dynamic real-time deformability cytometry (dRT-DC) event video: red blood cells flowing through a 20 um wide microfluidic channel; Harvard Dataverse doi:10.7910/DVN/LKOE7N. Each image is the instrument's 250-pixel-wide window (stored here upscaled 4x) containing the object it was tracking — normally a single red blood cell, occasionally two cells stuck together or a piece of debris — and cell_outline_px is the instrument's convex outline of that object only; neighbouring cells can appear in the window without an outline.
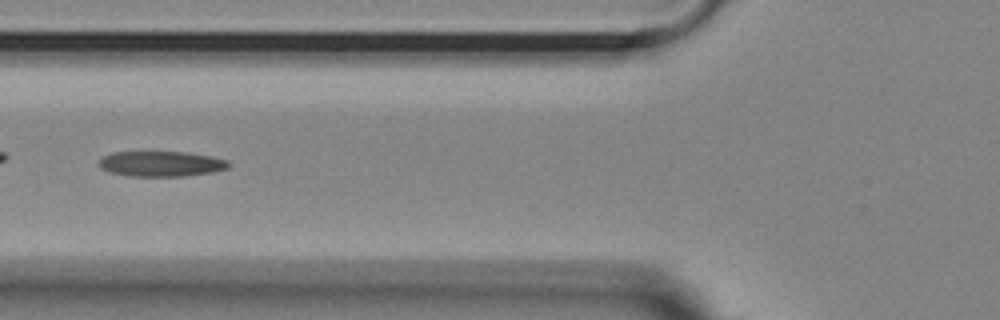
{"species": "Egyptian fruit bat (a non-hibernating species)", "species_latin": "Rousettus aegyptiacus", "temperature_condition": "room temperature", "stored_images_in_passage": 38, "camera_frame_rate_fps": 3000, "um_per_image_px": 0.085, "animal": {"sex": "female"}, "frame": {"image": 1, "passage_image": 6, "time_ms": 1.667, "image_size_px": [1000, 320], "cell_outline_px": [[232, 164], [228, 168], [212, 172], [184, 176], [132, 176], [112, 172], [100, 168], [100, 156], [112, 152], [188, 152], [212, 156], [228, 160]], "centroid_in_image_um": [13.73, 13.91], "position_along_channel_um": 112.1, "area_um2": 19.19}}
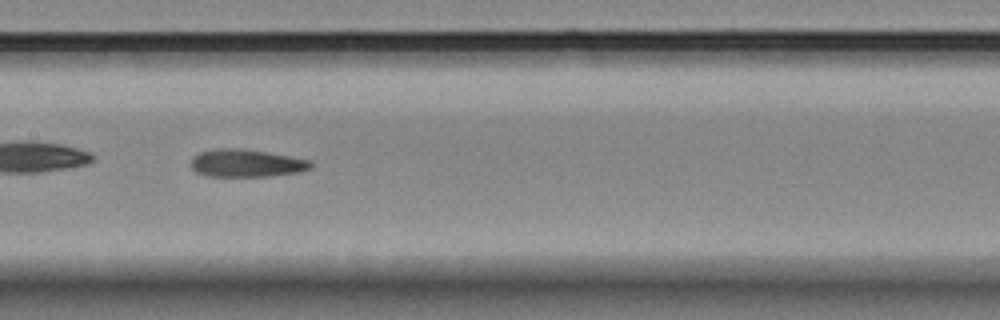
{"frame": {"image": 2, "passage_image": 12, "time_ms": 3.667, "image_size_px": [1000, 320], "cell_outline_px": [[312, 168], [300, 172], [268, 176], [208, 176], [196, 172], [192, 168], [192, 156], [200, 152], [212, 148], [240, 148], [312, 160]], "centroid_in_image_um": [20.93, 13.87], "position_along_channel_um": 186.5, "area_um2": 19.31}}
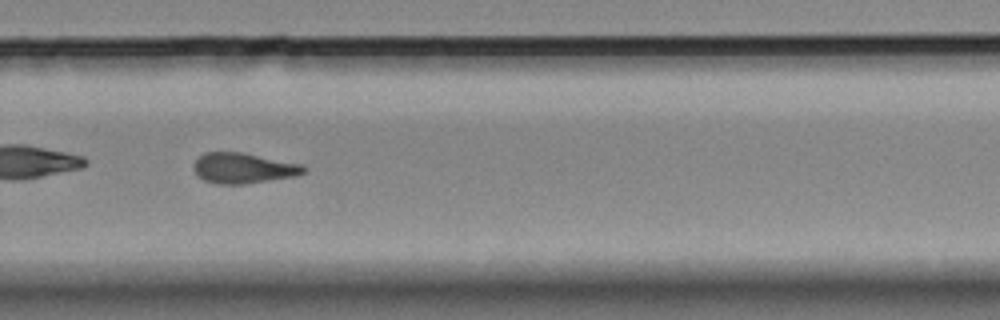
{"frame": {"image": 3, "passage_image": 22, "time_ms": 7.0, "image_size_px": [1000, 320], "cell_outline_px": [[308, 172], [296, 176], [244, 184], [216, 184], [204, 180], [192, 168], [192, 164], [204, 152], [244, 152], [304, 164], [308, 168]], "centroid_in_image_um": [20.74, 14.28], "position_along_channel_um": 309.1, "area_um2": 19.88}}